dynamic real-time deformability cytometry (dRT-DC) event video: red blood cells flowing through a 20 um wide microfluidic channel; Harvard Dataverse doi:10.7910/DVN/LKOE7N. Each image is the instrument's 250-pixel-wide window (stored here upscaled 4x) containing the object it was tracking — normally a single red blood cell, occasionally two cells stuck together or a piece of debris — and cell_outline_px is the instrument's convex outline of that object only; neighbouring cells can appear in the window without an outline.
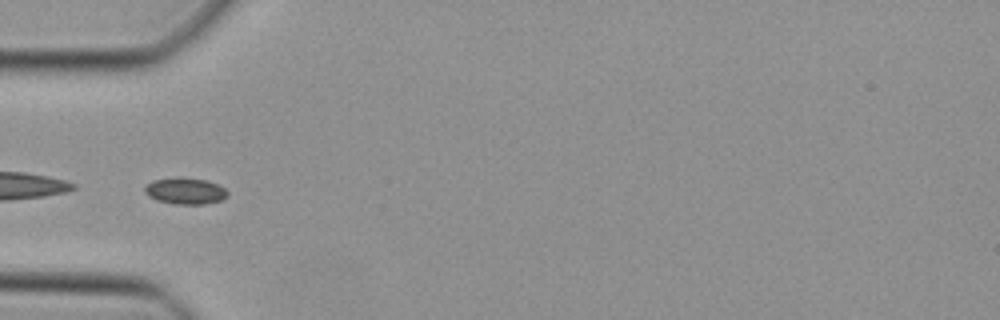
{"species": "Egyptian fruit bat (a non-hibernating species)", "species_latin": "Rousettus aegyptiacus", "temperature_condition": "cold", "stored_images_in_passage": 41, "camera_frame_rate_fps": 3000, "um_per_image_px": 0.085, "animal": {"sex": "female"}, "frame": {"image": 1, "passage_image": 9, "time_ms": 2.667, "image_size_px": [1000, 320], "cell_outline_px": [[228, 196], [220, 200], [204, 204], [172, 204], [156, 200], [148, 196], [144, 192], [144, 188], [152, 180], [208, 180], [224, 188], [228, 192]], "centroid_in_image_um": [15.75, 16.29], "position_along_channel_um": 69.2, "area_um2": 12.14}}
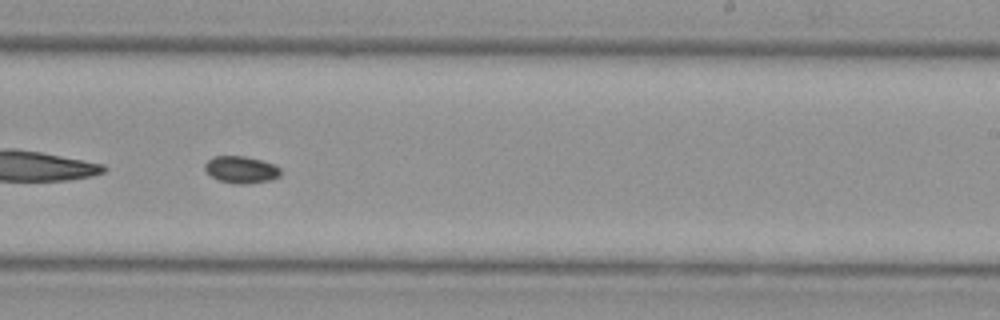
{"frame": {"image": 2, "passage_image": 23, "time_ms": 7.333, "image_size_px": [1000, 320], "cell_outline_px": [[280, 176], [272, 180], [244, 184], [236, 184], [220, 180], [212, 176], [204, 168], [204, 164], [212, 156], [244, 156], [260, 160], [272, 164], [280, 168]], "centroid_in_image_um": [20.49, 14.42], "position_along_channel_um": 268.5, "area_um2": 11.79}}
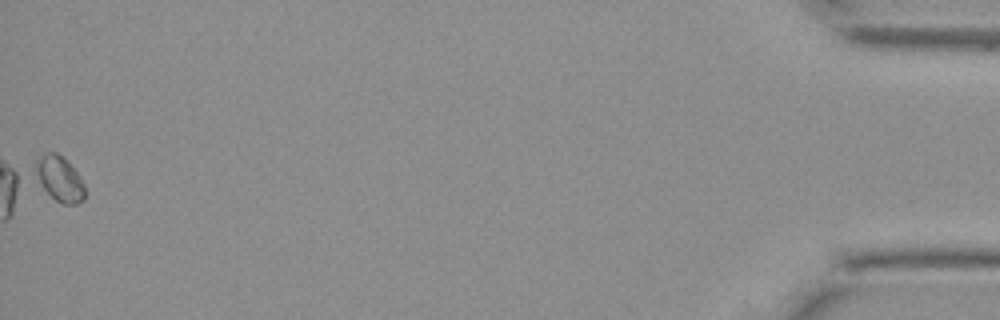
{"frame": {"image": 3, "passage_image": 41, "time_ms": 13.333, "image_size_px": [1000, 320], "cell_outline_px": [[84, 200], [76, 204], [60, 204], [44, 188], [32, 172], [36, 160], [40, 156], [48, 152], [56, 152], [80, 176], [84, 184]], "centroid_in_image_um": [5.03, 15.2], "position_along_channel_um": 430.2, "area_um2": 12.83}}